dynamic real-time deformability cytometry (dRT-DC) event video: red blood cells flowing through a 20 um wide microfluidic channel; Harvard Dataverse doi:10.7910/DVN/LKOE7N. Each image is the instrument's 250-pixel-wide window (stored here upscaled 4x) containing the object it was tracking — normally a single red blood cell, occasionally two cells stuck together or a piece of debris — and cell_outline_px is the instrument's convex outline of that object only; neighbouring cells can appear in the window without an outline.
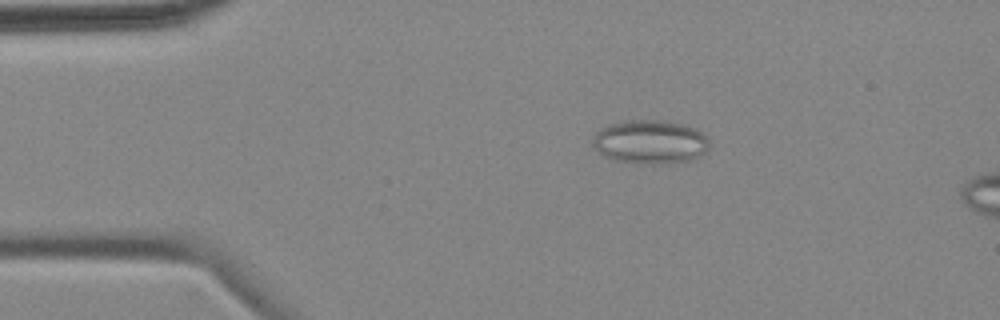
{"species": "common noctule bat (a hibernating species)", "species_latin": "Nyctalus noctula", "temperature_condition": "cold", "stored_images_in_passage": 4, "camera_frame_rate_fps": 3000, "um_per_image_px": 0.085, "animal": {"sex": "female", "body_mass_g": 18.4}, "frame": {"image": 1, "passage_image": 3, "time_ms": 2.667, "image_size_px": [1000, 320], "cell_outline_px": [[708, 148], [700, 156], [688, 160], [656, 164], [652, 164], [620, 160], [604, 156], [592, 144], [592, 140], [596, 132], [612, 124], [628, 120], [660, 120], [680, 124], [696, 128], [708, 140]], "centroid_in_image_um": [55.27, 12.05], "position_along_channel_um": 29.7, "area_um2": 29.02}}